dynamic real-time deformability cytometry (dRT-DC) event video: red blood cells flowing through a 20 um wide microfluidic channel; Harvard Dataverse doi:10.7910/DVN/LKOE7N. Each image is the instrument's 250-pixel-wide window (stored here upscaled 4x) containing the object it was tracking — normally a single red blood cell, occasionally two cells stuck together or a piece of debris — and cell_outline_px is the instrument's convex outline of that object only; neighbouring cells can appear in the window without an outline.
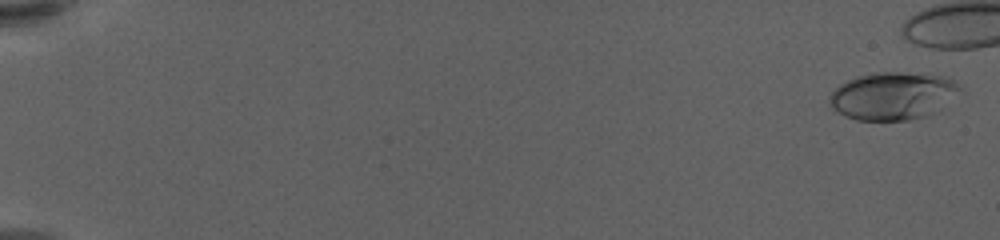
{"species": "human", "species_latin": "Homo sapiens", "temperature_condition": "warm", "stored_images_in_passage": 53, "camera_frame_rate_fps": 3000, "um_per_image_px": 0.085, "donor": {"sex": "female"}, "frame": {"image": 1, "passage_image": 2, "time_ms": 0.333, "image_size_px": [1000, 240], "cell_outline_px": [[960, 88], [928, 116], [908, 120], [856, 120], [832, 108], [832, 92], [840, 84], [856, 76], [872, 72], [900, 72], [940, 76], [952, 80]], "centroid_in_image_um": [75.81, 8.14], "position_along_channel_um": 9.2, "area_um2": 35.03}}
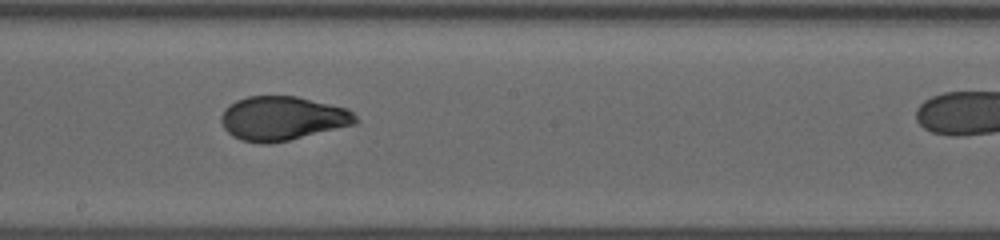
{"frame": {"image": 2, "passage_image": 36, "time_ms": 11.667, "image_size_px": [1000, 240], "cell_outline_px": [[360, 120], [356, 124], [288, 140], [268, 144], [260, 144], [240, 140], [232, 136], [224, 128], [220, 120], [220, 116], [224, 108], [236, 100], [248, 96], [296, 96], [348, 108]], "centroid_in_image_um": [23.99, 10.06], "position_along_channel_um": 224.2, "area_um2": 34.68}}
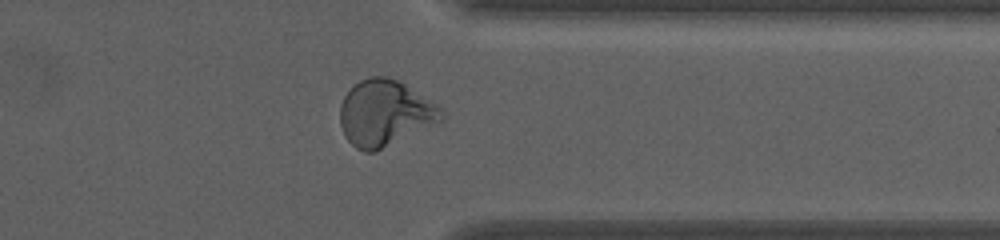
{"frame": {"image": 3, "passage_image": 49, "time_ms": 16.0, "image_size_px": [1000, 240], "cell_outline_px": [[444, 120], [372, 152], [364, 152], [356, 148], [344, 136], [340, 124], [340, 104], [344, 96], [360, 80], [368, 76], [388, 76], [404, 84], [436, 104], [444, 112]], "centroid_in_image_um": [32.69, 9.61], "position_along_channel_um": 378.7, "area_um2": 38.49}}